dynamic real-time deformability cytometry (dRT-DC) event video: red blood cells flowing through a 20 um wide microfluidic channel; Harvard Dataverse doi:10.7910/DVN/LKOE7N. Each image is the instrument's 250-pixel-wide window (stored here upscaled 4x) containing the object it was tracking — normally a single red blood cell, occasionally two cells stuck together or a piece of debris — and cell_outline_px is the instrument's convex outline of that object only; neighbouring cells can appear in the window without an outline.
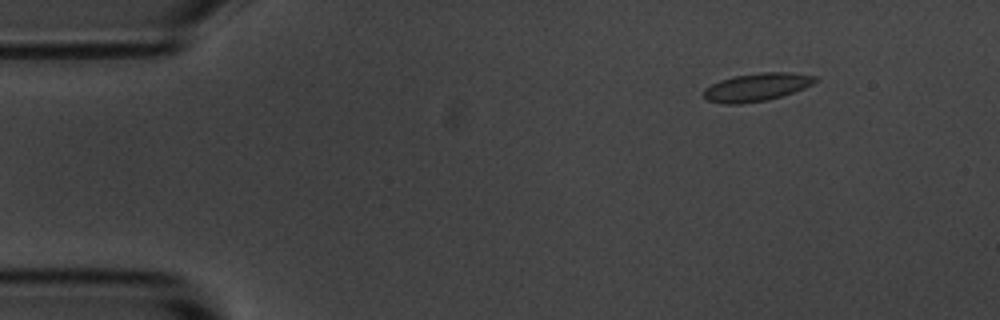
{"species": "common noctule bat (a hibernating species)", "species_latin": "Nyctalus noctula", "temperature_condition": "room temperature", "stored_images_in_passage": 5, "camera_frame_rate_fps": 3000, "um_per_image_px": 0.085, "animal": {"sex": "male", "body_mass_g": 20.1, "forearm_length_mm": 53.5}, "frame": {"image": 1, "passage_image": 1, "time_ms": 0.0, "image_size_px": [1000, 320], "cell_outline_px": [[816, 80], [812, 84], [804, 88], [768, 100], [740, 104], [724, 104], [708, 100], [704, 96], [704, 88], [720, 80], [736, 76], [760, 72], [788, 72], [816, 76]], "centroid_in_image_um": [64.3, 7.41], "position_along_channel_um": 20.7, "area_um2": 17.98}}
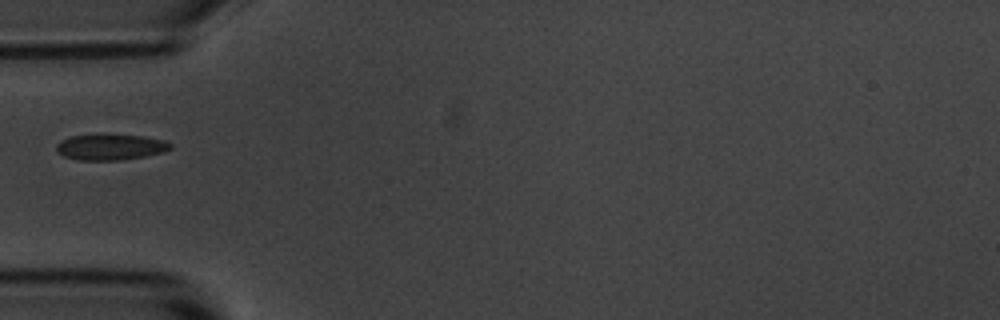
{"frame": {"image": 2, "passage_image": 4, "time_ms": 3.667, "image_size_px": [1000, 320], "cell_outline_px": [[172, 148], [164, 152], [144, 156], [116, 160], [76, 160], [64, 156], [56, 152], [56, 144], [72, 136], [144, 136], [164, 140], [172, 144]], "centroid_in_image_um": [9.41, 12.53], "position_along_channel_um": 75.6, "area_um2": 16.65}}